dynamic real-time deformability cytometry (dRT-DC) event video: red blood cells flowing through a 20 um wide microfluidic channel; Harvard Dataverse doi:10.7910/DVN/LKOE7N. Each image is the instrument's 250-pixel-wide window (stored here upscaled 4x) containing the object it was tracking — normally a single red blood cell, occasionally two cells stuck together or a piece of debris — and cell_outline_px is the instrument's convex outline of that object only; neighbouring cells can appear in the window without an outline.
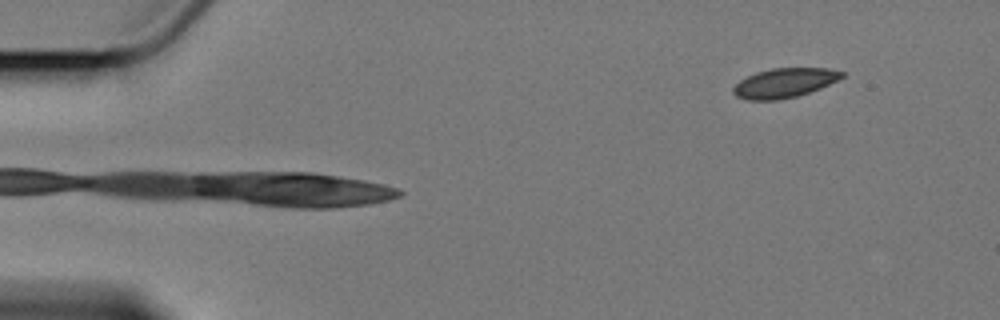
{"species": "Egyptian fruit bat (a non-hibernating species)", "species_latin": "Rousettus aegyptiacus", "temperature_condition": "cold", "stored_images_in_passage": 4, "camera_frame_rate_fps": 3000, "um_per_image_px": 0.085, "animal": {"sex": "female"}, "frame": {"image": 1, "passage_image": 4, "time_ms": 3.333, "image_size_px": [1000, 320], "cell_outline_px": [[844, 76], [820, 88], [796, 96], [780, 100], [744, 100], [736, 96], [732, 92], [732, 88], [740, 80], [756, 72], [772, 68], [828, 68], [844, 72]], "centroid_in_image_um": [66.63, 7.05], "position_along_channel_um": 18.4, "area_um2": 18.55}}